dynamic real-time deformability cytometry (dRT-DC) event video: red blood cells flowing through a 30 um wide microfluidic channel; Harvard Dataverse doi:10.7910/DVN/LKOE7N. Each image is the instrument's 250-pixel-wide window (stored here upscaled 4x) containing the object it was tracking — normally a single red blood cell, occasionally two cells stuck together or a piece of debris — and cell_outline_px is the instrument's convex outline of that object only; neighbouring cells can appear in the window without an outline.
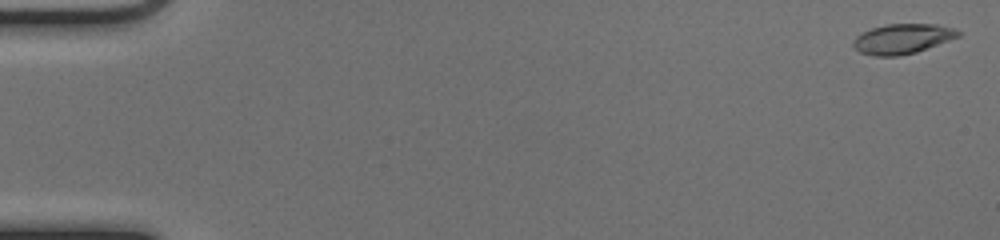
{"species": "common noctule bat (a hibernating species)", "species_latin": "Nyctalus noctula", "temperature_condition": "cold", "stored_images_in_passage": 16, "camera_frame_rate_fps": 3000, "um_per_image_px": 0.085, "animal": {"sex": "female", "body_mass_g": 17.0, "forearm_length_mm": 48.0}, "frame": {"image": 1, "passage_image": 2, "time_ms": 0.333, "image_size_px": [1000, 240], "cell_outline_px": [[960, 36], [916, 52], [900, 56], [876, 56], [860, 52], [852, 44], [852, 40], [860, 32], [872, 28], [888, 24], [936, 24], [956, 28], [960, 32]], "centroid_in_image_um": [76.7, 3.29], "position_along_channel_um": 8.3, "area_um2": 18.32}}
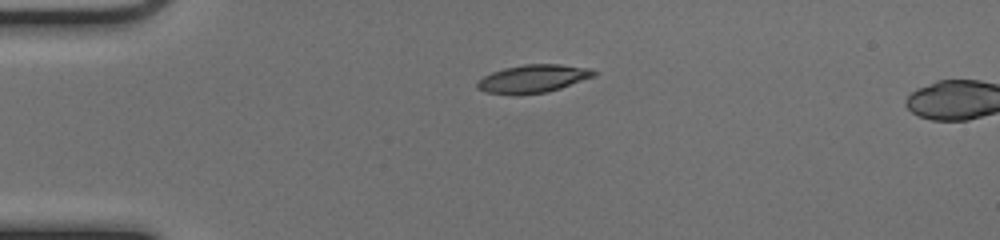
{"frame": {"image": 2, "passage_image": 14, "time_ms": 4.333, "image_size_px": [1000, 240], "cell_outline_px": [[596, 76], [548, 92], [516, 96], [484, 92], [476, 88], [476, 84], [484, 76], [492, 72], [504, 68], [524, 64], [560, 64], [592, 68], [596, 72]], "centroid_in_image_um": [45.31, 6.7], "position_along_channel_um": 39.7, "area_um2": 19.36}}